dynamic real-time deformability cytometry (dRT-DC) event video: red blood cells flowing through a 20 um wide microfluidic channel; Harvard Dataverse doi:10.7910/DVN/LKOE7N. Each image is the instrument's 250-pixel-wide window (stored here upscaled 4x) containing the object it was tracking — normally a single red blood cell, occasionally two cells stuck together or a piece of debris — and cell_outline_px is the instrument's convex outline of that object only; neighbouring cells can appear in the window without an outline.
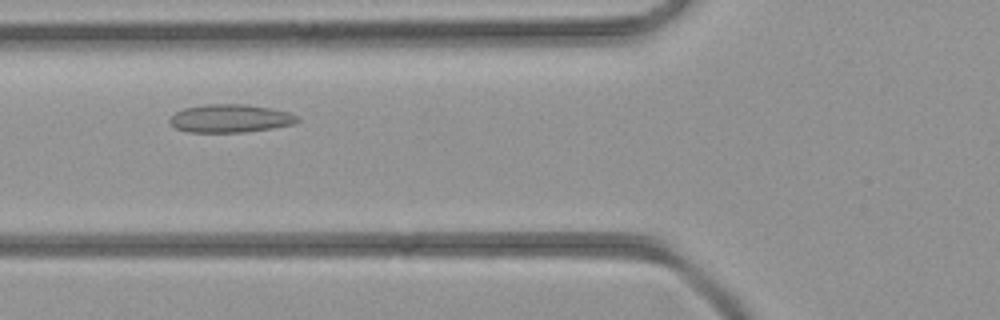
{"species": "common noctule bat (a hibernating species)", "species_latin": "Nyctalus noctula", "temperature_condition": "room temperature", "stored_images_in_passage": 25, "camera_frame_rate_fps": 3000, "um_per_image_px": 0.085, "animal": {"sex": "female", "body_mass_g": 21.9}, "frame": {"image": 1, "passage_image": 4, "time_ms": 1.0, "image_size_px": [1000, 320], "cell_outline_px": [[300, 120], [292, 124], [272, 128], [244, 132], [188, 132], [176, 128], [168, 120], [176, 112], [184, 108], [204, 104], [248, 104], [272, 108], [288, 112], [296, 116]], "centroid_in_image_um": [19.57, 10.06], "position_along_channel_um": 106.2, "area_um2": 20.87}}
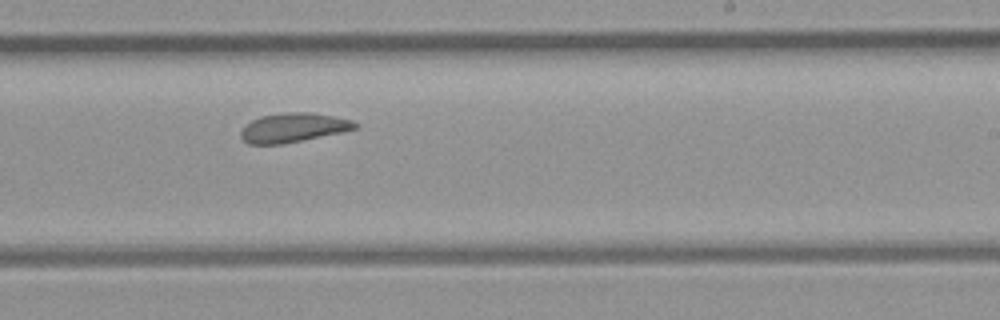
{"frame": {"image": 2, "passage_image": 14, "time_ms": 4.333, "image_size_px": [1000, 320], "cell_outline_px": [[356, 128], [344, 132], [280, 144], [248, 144], [240, 136], [240, 132], [244, 124], [260, 116], [284, 112], [312, 112], [352, 120], [356, 124]], "centroid_in_image_um": [24.88, 10.84], "position_along_channel_um": 264.1, "area_um2": 19.42}}
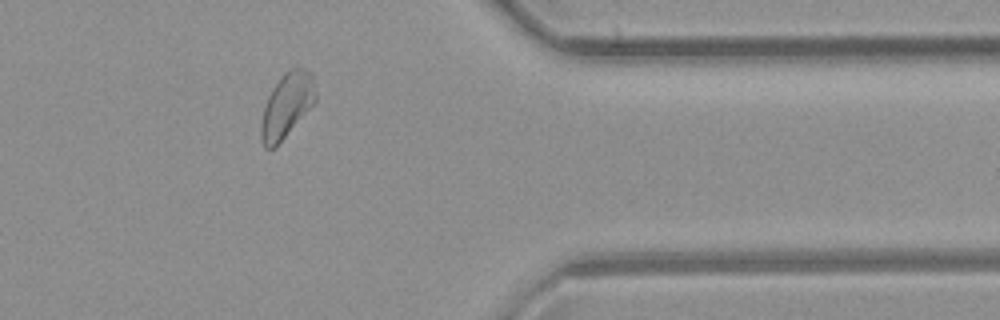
{"frame": {"image": 3, "passage_image": 23, "time_ms": 7.333, "image_size_px": [1000, 320], "cell_outline_px": [[316, 100], [276, 148], [264, 148], [260, 136], [260, 124], [264, 108], [268, 96], [272, 88], [284, 72], [288, 68], [304, 68], [312, 72], [316, 92]], "centroid_in_image_um": [24.37, 8.95], "position_along_channel_um": 387.0, "area_um2": 20.58}}